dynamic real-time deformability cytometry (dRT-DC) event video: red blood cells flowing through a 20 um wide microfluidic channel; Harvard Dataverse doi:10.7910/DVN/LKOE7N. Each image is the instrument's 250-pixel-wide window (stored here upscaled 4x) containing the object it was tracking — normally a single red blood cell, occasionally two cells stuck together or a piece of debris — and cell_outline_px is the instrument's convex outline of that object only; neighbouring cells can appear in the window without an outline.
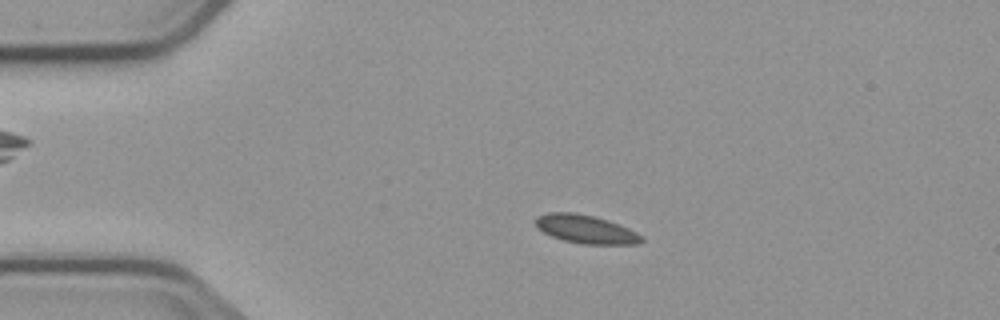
{"species": "common noctule bat (a hibernating species)", "species_latin": "Nyctalus noctula", "temperature_condition": "cold", "stored_images_in_passage": 4, "camera_frame_rate_fps": 3000, "um_per_image_px": 0.085, "animal": {"sex": "male", "body_mass_g": 23.1, "forearm_length_mm": 52.7}, "frame": {"image": 1, "passage_image": 3, "time_ms": 2.333, "image_size_px": [1000, 320], "cell_outline_px": [[644, 240], [640, 244], [580, 244], [564, 240], [552, 236], [536, 228], [532, 220], [536, 216], [548, 212], [572, 212], [592, 216], [608, 220], [628, 228], [644, 236]], "centroid_in_image_um": [49.76, 19.48], "position_along_channel_um": 35.2, "area_um2": 17.74}}